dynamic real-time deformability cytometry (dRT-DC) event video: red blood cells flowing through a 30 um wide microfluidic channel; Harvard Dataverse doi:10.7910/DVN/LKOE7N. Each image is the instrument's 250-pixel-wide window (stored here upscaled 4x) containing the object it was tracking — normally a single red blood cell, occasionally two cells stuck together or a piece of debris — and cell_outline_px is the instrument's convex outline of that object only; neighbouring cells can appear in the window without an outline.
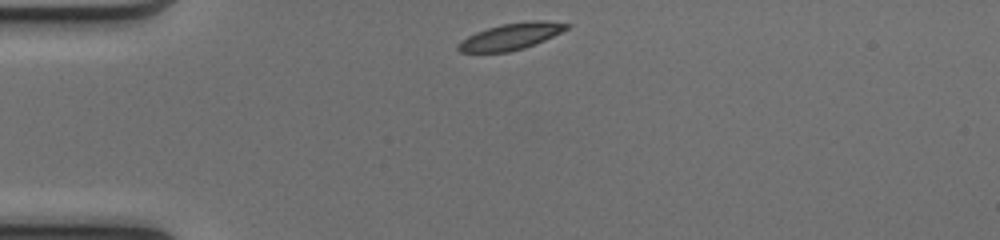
{"species": "common noctule bat (a hibernating species)", "species_latin": "Nyctalus noctula", "temperature_condition": "cold", "stored_images_in_passage": 39, "camera_frame_rate_fps": 3000, "um_per_image_px": 0.085, "animal": {"sex": "female", "body_mass_g": 17.0, "forearm_length_mm": 48.0}, "frame": {"image": 1, "passage_image": 1, "time_ms": 0.0, "image_size_px": [1000, 240], "cell_outline_px": [[572, 24], [568, 28], [544, 40], [524, 48], [508, 52], [460, 52], [456, 48], [456, 44], [460, 40], [476, 32], [488, 28], [504, 24], [532, 20], [540, 20]], "centroid_in_image_um": [43.39, 3.1], "position_along_channel_um": 41.6, "area_um2": 16.59}}
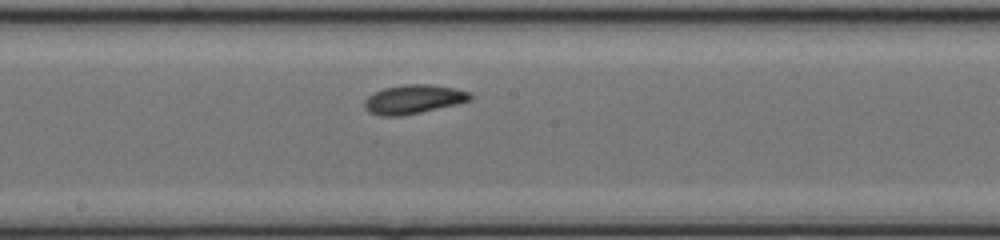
{"frame": {"image": 2, "passage_image": 16, "time_ms": 5.0, "image_size_px": [1000, 240], "cell_outline_px": [[472, 100], [456, 104], [420, 112], [400, 116], [380, 116], [368, 112], [364, 108], [364, 100], [368, 96], [384, 88], [404, 84], [428, 84], [456, 88], [468, 92], [472, 96]], "centroid_in_image_um": [35.12, 8.44], "position_along_channel_um": 213.1, "area_um2": 17.8}}
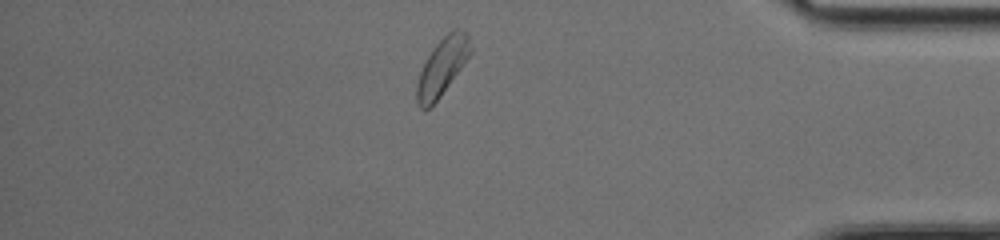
{"frame": {"image": 3, "passage_image": 32, "time_ms": 10.333, "image_size_px": [1000, 240], "cell_outline_px": [[472, 52], [440, 96], [424, 112], [416, 104], [416, 84], [420, 72], [432, 48], [452, 28], [460, 28], [468, 36], [472, 48]], "centroid_in_image_um": [37.57, 5.67], "position_along_channel_um": 397.6, "area_um2": 17.74}, "authors_computed_cell_mechanics": {"area_um2": 17.3978, "velocity_mm_per_s": 4.0696, "shape_relaxation_time_tau1_ms": 1.8591, "shape_relaxation_time_tau2_ms": 4.7933, "deformation_change_tau1": 0.0924, "deformation_change_tau2": 0.1009}}